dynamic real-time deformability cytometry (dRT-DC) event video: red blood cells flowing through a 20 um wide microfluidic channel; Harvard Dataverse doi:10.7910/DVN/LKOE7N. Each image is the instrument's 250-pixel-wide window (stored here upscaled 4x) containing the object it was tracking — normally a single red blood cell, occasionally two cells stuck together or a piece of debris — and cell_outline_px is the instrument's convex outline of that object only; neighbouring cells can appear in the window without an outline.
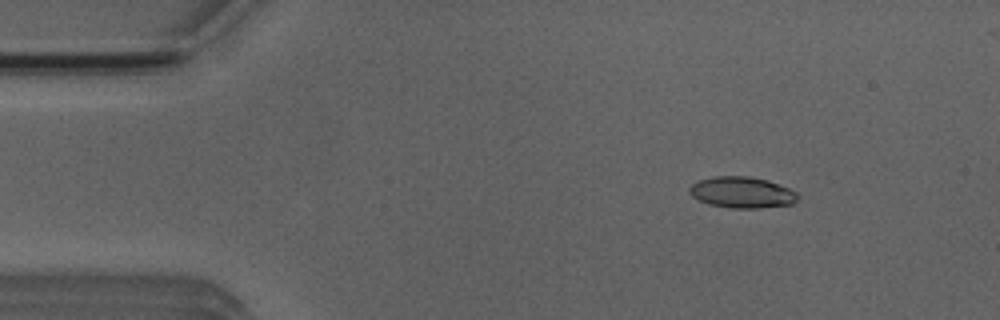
{"species": "Egyptian fruit bat (a non-hibernating species)", "species_latin": "Rousettus aegyptiacus", "temperature_condition": "room temperature", "stored_images_in_passage": 3, "camera_frame_rate_fps": 3000, "um_per_image_px": 0.085, "animal": {"sex": "male"}, "frame": {"image": 1, "passage_image": 1, "time_ms": 0.0, "image_size_px": [1000, 320], "cell_outline_px": [[800, 196], [792, 204], [760, 208], [732, 208], [708, 204], [692, 196], [688, 192], [688, 188], [692, 184], [700, 180], [712, 176], [748, 176], [768, 180], [788, 188], [796, 192]], "centroid_in_image_um": [63.06, 16.35], "position_along_channel_um": 21.9, "area_um2": 19.71}}